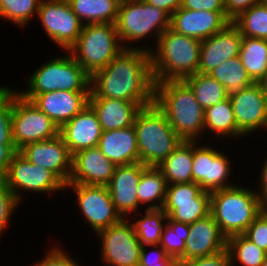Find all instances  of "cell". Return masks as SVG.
<instances>
[{
    "mask_svg": "<svg viewBox=\"0 0 267 266\" xmlns=\"http://www.w3.org/2000/svg\"><path fill=\"white\" fill-rule=\"evenodd\" d=\"M4 179L20 203L24 198L22 192L52 196L56 191L60 193L66 191L65 184L53 172L30 163L19 152L13 156Z\"/></svg>",
    "mask_w": 267,
    "mask_h": 266,
    "instance_id": "30bf717a",
    "label": "cell"
},
{
    "mask_svg": "<svg viewBox=\"0 0 267 266\" xmlns=\"http://www.w3.org/2000/svg\"><path fill=\"white\" fill-rule=\"evenodd\" d=\"M102 132L97 115L89 104L59 128V135L72 156L79 151L98 147Z\"/></svg>",
    "mask_w": 267,
    "mask_h": 266,
    "instance_id": "ffe728a7",
    "label": "cell"
},
{
    "mask_svg": "<svg viewBox=\"0 0 267 266\" xmlns=\"http://www.w3.org/2000/svg\"><path fill=\"white\" fill-rule=\"evenodd\" d=\"M98 148L116 166L139 162L138 142L134 126L103 131Z\"/></svg>",
    "mask_w": 267,
    "mask_h": 266,
    "instance_id": "d4e9b609",
    "label": "cell"
},
{
    "mask_svg": "<svg viewBox=\"0 0 267 266\" xmlns=\"http://www.w3.org/2000/svg\"><path fill=\"white\" fill-rule=\"evenodd\" d=\"M189 224L172 220L168 216V223L161 236L160 246L175 262L185 251V242L189 235Z\"/></svg>",
    "mask_w": 267,
    "mask_h": 266,
    "instance_id": "74e56055",
    "label": "cell"
},
{
    "mask_svg": "<svg viewBox=\"0 0 267 266\" xmlns=\"http://www.w3.org/2000/svg\"><path fill=\"white\" fill-rule=\"evenodd\" d=\"M175 266H230V258L227 249H224L212 255L176 261Z\"/></svg>",
    "mask_w": 267,
    "mask_h": 266,
    "instance_id": "ee69618b",
    "label": "cell"
},
{
    "mask_svg": "<svg viewBox=\"0 0 267 266\" xmlns=\"http://www.w3.org/2000/svg\"><path fill=\"white\" fill-rule=\"evenodd\" d=\"M123 50L115 24L89 23L83 26L76 43L68 52L92 76L108 66Z\"/></svg>",
    "mask_w": 267,
    "mask_h": 266,
    "instance_id": "ba28073f",
    "label": "cell"
},
{
    "mask_svg": "<svg viewBox=\"0 0 267 266\" xmlns=\"http://www.w3.org/2000/svg\"><path fill=\"white\" fill-rule=\"evenodd\" d=\"M88 104L95 111L102 131L132 126L141 109L135 102L113 98H89Z\"/></svg>",
    "mask_w": 267,
    "mask_h": 266,
    "instance_id": "484cf974",
    "label": "cell"
},
{
    "mask_svg": "<svg viewBox=\"0 0 267 266\" xmlns=\"http://www.w3.org/2000/svg\"><path fill=\"white\" fill-rule=\"evenodd\" d=\"M259 84L262 87V90L265 94V97L267 99V72L265 73L264 77L259 81Z\"/></svg>",
    "mask_w": 267,
    "mask_h": 266,
    "instance_id": "f907efd6",
    "label": "cell"
},
{
    "mask_svg": "<svg viewBox=\"0 0 267 266\" xmlns=\"http://www.w3.org/2000/svg\"><path fill=\"white\" fill-rule=\"evenodd\" d=\"M0 144H14L12 132V87L4 85L0 86Z\"/></svg>",
    "mask_w": 267,
    "mask_h": 266,
    "instance_id": "f35d334b",
    "label": "cell"
},
{
    "mask_svg": "<svg viewBox=\"0 0 267 266\" xmlns=\"http://www.w3.org/2000/svg\"><path fill=\"white\" fill-rule=\"evenodd\" d=\"M101 261L109 266H139L143 245L129 219L99 231Z\"/></svg>",
    "mask_w": 267,
    "mask_h": 266,
    "instance_id": "4fadbf2b",
    "label": "cell"
},
{
    "mask_svg": "<svg viewBox=\"0 0 267 266\" xmlns=\"http://www.w3.org/2000/svg\"><path fill=\"white\" fill-rule=\"evenodd\" d=\"M260 3L261 0H224L226 18L232 22L240 14Z\"/></svg>",
    "mask_w": 267,
    "mask_h": 266,
    "instance_id": "f6af8a7d",
    "label": "cell"
},
{
    "mask_svg": "<svg viewBox=\"0 0 267 266\" xmlns=\"http://www.w3.org/2000/svg\"><path fill=\"white\" fill-rule=\"evenodd\" d=\"M167 181L155 166H148L138 183L139 204L148 209H162L166 199ZM155 203V204H154Z\"/></svg>",
    "mask_w": 267,
    "mask_h": 266,
    "instance_id": "f1b7e54d",
    "label": "cell"
},
{
    "mask_svg": "<svg viewBox=\"0 0 267 266\" xmlns=\"http://www.w3.org/2000/svg\"><path fill=\"white\" fill-rule=\"evenodd\" d=\"M243 235L267 252V207L255 217Z\"/></svg>",
    "mask_w": 267,
    "mask_h": 266,
    "instance_id": "60d3db41",
    "label": "cell"
},
{
    "mask_svg": "<svg viewBox=\"0 0 267 266\" xmlns=\"http://www.w3.org/2000/svg\"><path fill=\"white\" fill-rule=\"evenodd\" d=\"M54 245L46 249L44 258L32 264L33 266H82L77 259L68 253L64 247ZM72 256V257H71Z\"/></svg>",
    "mask_w": 267,
    "mask_h": 266,
    "instance_id": "b9f144b4",
    "label": "cell"
},
{
    "mask_svg": "<svg viewBox=\"0 0 267 266\" xmlns=\"http://www.w3.org/2000/svg\"><path fill=\"white\" fill-rule=\"evenodd\" d=\"M65 189L76 195V205L94 234L123 219L115 209L107 186L68 183Z\"/></svg>",
    "mask_w": 267,
    "mask_h": 266,
    "instance_id": "8fae6325",
    "label": "cell"
},
{
    "mask_svg": "<svg viewBox=\"0 0 267 266\" xmlns=\"http://www.w3.org/2000/svg\"><path fill=\"white\" fill-rule=\"evenodd\" d=\"M175 263L160 245L142 247L139 266H175Z\"/></svg>",
    "mask_w": 267,
    "mask_h": 266,
    "instance_id": "7bdbcfd3",
    "label": "cell"
},
{
    "mask_svg": "<svg viewBox=\"0 0 267 266\" xmlns=\"http://www.w3.org/2000/svg\"><path fill=\"white\" fill-rule=\"evenodd\" d=\"M21 203L12 194L8 188L4 178H0V238L3 236V232H6V227H9L11 222V216L19 208Z\"/></svg>",
    "mask_w": 267,
    "mask_h": 266,
    "instance_id": "ab89813d",
    "label": "cell"
},
{
    "mask_svg": "<svg viewBox=\"0 0 267 266\" xmlns=\"http://www.w3.org/2000/svg\"><path fill=\"white\" fill-rule=\"evenodd\" d=\"M184 81L193 90L195 98L205 110L228 98V92L216 79L208 74L196 73Z\"/></svg>",
    "mask_w": 267,
    "mask_h": 266,
    "instance_id": "836d02e7",
    "label": "cell"
},
{
    "mask_svg": "<svg viewBox=\"0 0 267 266\" xmlns=\"http://www.w3.org/2000/svg\"><path fill=\"white\" fill-rule=\"evenodd\" d=\"M151 48V69L155 84L184 80L199 70L201 41L175 32L170 27ZM155 49V50H154Z\"/></svg>",
    "mask_w": 267,
    "mask_h": 266,
    "instance_id": "3957f363",
    "label": "cell"
},
{
    "mask_svg": "<svg viewBox=\"0 0 267 266\" xmlns=\"http://www.w3.org/2000/svg\"><path fill=\"white\" fill-rule=\"evenodd\" d=\"M237 129L244 135L267 132V99L259 83L228 95ZM261 129V130H260ZM256 131V132H255Z\"/></svg>",
    "mask_w": 267,
    "mask_h": 266,
    "instance_id": "2e32d148",
    "label": "cell"
},
{
    "mask_svg": "<svg viewBox=\"0 0 267 266\" xmlns=\"http://www.w3.org/2000/svg\"><path fill=\"white\" fill-rule=\"evenodd\" d=\"M261 3H267V0H261Z\"/></svg>",
    "mask_w": 267,
    "mask_h": 266,
    "instance_id": "db71d44e",
    "label": "cell"
},
{
    "mask_svg": "<svg viewBox=\"0 0 267 266\" xmlns=\"http://www.w3.org/2000/svg\"><path fill=\"white\" fill-rule=\"evenodd\" d=\"M115 167L98 147L79 151L73 155L72 173L68 183L107 186Z\"/></svg>",
    "mask_w": 267,
    "mask_h": 266,
    "instance_id": "603a6c76",
    "label": "cell"
},
{
    "mask_svg": "<svg viewBox=\"0 0 267 266\" xmlns=\"http://www.w3.org/2000/svg\"><path fill=\"white\" fill-rule=\"evenodd\" d=\"M263 164H261L262 169H260V174H259V178H260V182H259V186L260 187H256V188H260L259 190L255 189L258 196L260 197L261 202L263 203V205L265 207H267V157H265V160L263 158Z\"/></svg>",
    "mask_w": 267,
    "mask_h": 266,
    "instance_id": "c3c4849f",
    "label": "cell"
},
{
    "mask_svg": "<svg viewBox=\"0 0 267 266\" xmlns=\"http://www.w3.org/2000/svg\"><path fill=\"white\" fill-rule=\"evenodd\" d=\"M118 4L124 3V2H129L133 0H115Z\"/></svg>",
    "mask_w": 267,
    "mask_h": 266,
    "instance_id": "816d5d0a",
    "label": "cell"
},
{
    "mask_svg": "<svg viewBox=\"0 0 267 266\" xmlns=\"http://www.w3.org/2000/svg\"><path fill=\"white\" fill-rule=\"evenodd\" d=\"M12 132L17 151L25 145L52 139L59 127L31 101L12 88Z\"/></svg>",
    "mask_w": 267,
    "mask_h": 266,
    "instance_id": "9c48e42d",
    "label": "cell"
},
{
    "mask_svg": "<svg viewBox=\"0 0 267 266\" xmlns=\"http://www.w3.org/2000/svg\"><path fill=\"white\" fill-rule=\"evenodd\" d=\"M64 56L50 57L47 62L28 77V88L16 90L23 98L31 101L36 95L56 90L90 92L91 76L65 51Z\"/></svg>",
    "mask_w": 267,
    "mask_h": 266,
    "instance_id": "8992f818",
    "label": "cell"
},
{
    "mask_svg": "<svg viewBox=\"0 0 267 266\" xmlns=\"http://www.w3.org/2000/svg\"><path fill=\"white\" fill-rule=\"evenodd\" d=\"M226 249L230 258V266H261L267 257V252L243 234L227 238Z\"/></svg>",
    "mask_w": 267,
    "mask_h": 266,
    "instance_id": "e575fe53",
    "label": "cell"
},
{
    "mask_svg": "<svg viewBox=\"0 0 267 266\" xmlns=\"http://www.w3.org/2000/svg\"><path fill=\"white\" fill-rule=\"evenodd\" d=\"M133 126L138 142L139 162L146 166L157 167L183 141L155 103L138 111Z\"/></svg>",
    "mask_w": 267,
    "mask_h": 266,
    "instance_id": "52a82bcc",
    "label": "cell"
},
{
    "mask_svg": "<svg viewBox=\"0 0 267 266\" xmlns=\"http://www.w3.org/2000/svg\"><path fill=\"white\" fill-rule=\"evenodd\" d=\"M208 75L223 85L228 94L248 88L255 83L241 63L240 56L223 62L208 73Z\"/></svg>",
    "mask_w": 267,
    "mask_h": 266,
    "instance_id": "d6a6232c",
    "label": "cell"
},
{
    "mask_svg": "<svg viewBox=\"0 0 267 266\" xmlns=\"http://www.w3.org/2000/svg\"><path fill=\"white\" fill-rule=\"evenodd\" d=\"M232 23L239 29L242 36L267 40V3L252 6Z\"/></svg>",
    "mask_w": 267,
    "mask_h": 266,
    "instance_id": "d590c367",
    "label": "cell"
},
{
    "mask_svg": "<svg viewBox=\"0 0 267 266\" xmlns=\"http://www.w3.org/2000/svg\"><path fill=\"white\" fill-rule=\"evenodd\" d=\"M154 103L182 140H202L205 135V110L197 102L193 90L184 80L155 84Z\"/></svg>",
    "mask_w": 267,
    "mask_h": 266,
    "instance_id": "7a4b0ae2",
    "label": "cell"
},
{
    "mask_svg": "<svg viewBox=\"0 0 267 266\" xmlns=\"http://www.w3.org/2000/svg\"><path fill=\"white\" fill-rule=\"evenodd\" d=\"M30 163L53 172L65 185L72 173V159L60 135L45 141L25 145L18 151Z\"/></svg>",
    "mask_w": 267,
    "mask_h": 266,
    "instance_id": "e0dca14e",
    "label": "cell"
},
{
    "mask_svg": "<svg viewBox=\"0 0 267 266\" xmlns=\"http://www.w3.org/2000/svg\"><path fill=\"white\" fill-rule=\"evenodd\" d=\"M37 18L45 34L64 51L76 43L84 26L67 0H41Z\"/></svg>",
    "mask_w": 267,
    "mask_h": 266,
    "instance_id": "7c38bea8",
    "label": "cell"
},
{
    "mask_svg": "<svg viewBox=\"0 0 267 266\" xmlns=\"http://www.w3.org/2000/svg\"><path fill=\"white\" fill-rule=\"evenodd\" d=\"M205 137L208 134L216 139L236 141L245 136L237 129L233 108L229 98L205 109L204 115ZM209 132V133H208ZM207 134V135H206Z\"/></svg>",
    "mask_w": 267,
    "mask_h": 266,
    "instance_id": "4316f807",
    "label": "cell"
},
{
    "mask_svg": "<svg viewBox=\"0 0 267 266\" xmlns=\"http://www.w3.org/2000/svg\"><path fill=\"white\" fill-rule=\"evenodd\" d=\"M147 167L140 162L116 166L110 183L107 185L115 209L124 219L130 218L132 213H137L138 210L140 213L142 209L139 208L141 205L137 189L142 172Z\"/></svg>",
    "mask_w": 267,
    "mask_h": 266,
    "instance_id": "ac0fdd59",
    "label": "cell"
},
{
    "mask_svg": "<svg viewBox=\"0 0 267 266\" xmlns=\"http://www.w3.org/2000/svg\"><path fill=\"white\" fill-rule=\"evenodd\" d=\"M261 266H267V257L265 258L264 262L262 263Z\"/></svg>",
    "mask_w": 267,
    "mask_h": 266,
    "instance_id": "f5cc1de1",
    "label": "cell"
},
{
    "mask_svg": "<svg viewBox=\"0 0 267 266\" xmlns=\"http://www.w3.org/2000/svg\"><path fill=\"white\" fill-rule=\"evenodd\" d=\"M230 21L225 12L196 11L180 7L170 18V28L200 41L221 31Z\"/></svg>",
    "mask_w": 267,
    "mask_h": 266,
    "instance_id": "44dd1931",
    "label": "cell"
},
{
    "mask_svg": "<svg viewBox=\"0 0 267 266\" xmlns=\"http://www.w3.org/2000/svg\"><path fill=\"white\" fill-rule=\"evenodd\" d=\"M143 211L142 213L144 215L141 217L138 215L139 212H137L132 214L134 216L133 220L132 218H128L132 221L135 234L143 246L159 245L162 233L168 223V216L162 209H148Z\"/></svg>",
    "mask_w": 267,
    "mask_h": 266,
    "instance_id": "4dcf8cb0",
    "label": "cell"
},
{
    "mask_svg": "<svg viewBox=\"0 0 267 266\" xmlns=\"http://www.w3.org/2000/svg\"><path fill=\"white\" fill-rule=\"evenodd\" d=\"M162 210L172 220L194 223L210 214V192L193 182L167 185Z\"/></svg>",
    "mask_w": 267,
    "mask_h": 266,
    "instance_id": "9a60e30c",
    "label": "cell"
},
{
    "mask_svg": "<svg viewBox=\"0 0 267 266\" xmlns=\"http://www.w3.org/2000/svg\"><path fill=\"white\" fill-rule=\"evenodd\" d=\"M15 144H0V178H4L13 156L17 153Z\"/></svg>",
    "mask_w": 267,
    "mask_h": 266,
    "instance_id": "7dc6e473",
    "label": "cell"
},
{
    "mask_svg": "<svg viewBox=\"0 0 267 266\" xmlns=\"http://www.w3.org/2000/svg\"><path fill=\"white\" fill-rule=\"evenodd\" d=\"M89 94L56 90L36 95L31 102L60 128L88 105Z\"/></svg>",
    "mask_w": 267,
    "mask_h": 266,
    "instance_id": "cb8c5ba5",
    "label": "cell"
},
{
    "mask_svg": "<svg viewBox=\"0 0 267 266\" xmlns=\"http://www.w3.org/2000/svg\"><path fill=\"white\" fill-rule=\"evenodd\" d=\"M265 208L257 192L238 186L210 192V214L226 238L244 234Z\"/></svg>",
    "mask_w": 267,
    "mask_h": 266,
    "instance_id": "277c9868",
    "label": "cell"
},
{
    "mask_svg": "<svg viewBox=\"0 0 267 266\" xmlns=\"http://www.w3.org/2000/svg\"><path fill=\"white\" fill-rule=\"evenodd\" d=\"M194 141H182L157 168L167 184L192 183Z\"/></svg>",
    "mask_w": 267,
    "mask_h": 266,
    "instance_id": "83f0119b",
    "label": "cell"
},
{
    "mask_svg": "<svg viewBox=\"0 0 267 266\" xmlns=\"http://www.w3.org/2000/svg\"><path fill=\"white\" fill-rule=\"evenodd\" d=\"M198 142L194 141L192 182L208 192L235 186L233 180L229 181L233 173L232 158L209 143L199 145Z\"/></svg>",
    "mask_w": 267,
    "mask_h": 266,
    "instance_id": "5bb4252c",
    "label": "cell"
},
{
    "mask_svg": "<svg viewBox=\"0 0 267 266\" xmlns=\"http://www.w3.org/2000/svg\"><path fill=\"white\" fill-rule=\"evenodd\" d=\"M79 20L89 23H112L117 20L119 4L115 0H67Z\"/></svg>",
    "mask_w": 267,
    "mask_h": 266,
    "instance_id": "f546056e",
    "label": "cell"
},
{
    "mask_svg": "<svg viewBox=\"0 0 267 266\" xmlns=\"http://www.w3.org/2000/svg\"><path fill=\"white\" fill-rule=\"evenodd\" d=\"M181 7L196 11L225 12L224 0H182Z\"/></svg>",
    "mask_w": 267,
    "mask_h": 266,
    "instance_id": "bcb514c9",
    "label": "cell"
},
{
    "mask_svg": "<svg viewBox=\"0 0 267 266\" xmlns=\"http://www.w3.org/2000/svg\"><path fill=\"white\" fill-rule=\"evenodd\" d=\"M170 18L171 16L166 11L147 4L143 0L119 4L115 26L122 47L150 52L149 46L146 47L143 43L142 46L135 45L134 42L155 37L153 40L156 44L161 34L170 27Z\"/></svg>",
    "mask_w": 267,
    "mask_h": 266,
    "instance_id": "5b68a950",
    "label": "cell"
},
{
    "mask_svg": "<svg viewBox=\"0 0 267 266\" xmlns=\"http://www.w3.org/2000/svg\"><path fill=\"white\" fill-rule=\"evenodd\" d=\"M41 0H0V18L14 23L19 28L28 25L37 17Z\"/></svg>",
    "mask_w": 267,
    "mask_h": 266,
    "instance_id": "8d00e7d4",
    "label": "cell"
},
{
    "mask_svg": "<svg viewBox=\"0 0 267 266\" xmlns=\"http://www.w3.org/2000/svg\"><path fill=\"white\" fill-rule=\"evenodd\" d=\"M242 39L239 29L230 22L221 31L202 40L198 72L208 74L223 62L239 56Z\"/></svg>",
    "mask_w": 267,
    "mask_h": 266,
    "instance_id": "d6986e66",
    "label": "cell"
},
{
    "mask_svg": "<svg viewBox=\"0 0 267 266\" xmlns=\"http://www.w3.org/2000/svg\"><path fill=\"white\" fill-rule=\"evenodd\" d=\"M154 95L155 81L147 51L124 49L91 76L89 98L125 100L143 108L154 103Z\"/></svg>",
    "mask_w": 267,
    "mask_h": 266,
    "instance_id": "6da1fadb",
    "label": "cell"
},
{
    "mask_svg": "<svg viewBox=\"0 0 267 266\" xmlns=\"http://www.w3.org/2000/svg\"><path fill=\"white\" fill-rule=\"evenodd\" d=\"M239 56L250 78L259 83L267 72V40L243 36Z\"/></svg>",
    "mask_w": 267,
    "mask_h": 266,
    "instance_id": "1f68e13d",
    "label": "cell"
},
{
    "mask_svg": "<svg viewBox=\"0 0 267 266\" xmlns=\"http://www.w3.org/2000/svg\"><path fill=\"white\" fill-rule=\"evenodd\" d=\"M189 230L185 251L177 261L204 257L226 249L227 238L211 214L189 224Z\"/></svg>",
    "mask_w": 267,
    "mask_h": 266,
    "instance_id": "7402d4cb",
    "label": "cell"
},
{
    "mask_svg": "<svg viewBox=\"0 0 267 266\" xmlns=\"http://www.w3.org/2000/svg\"><path fill=\"white\" fill-rule=\"evenodd\" d=\"M147 4L166 11L170 16L182 6V0H143Z\"/></svg>",
    "mask_w": 267,
    "mask_h": 266,
    "instance_id": "681fc988",
    "label": "cell"
}]
</instances>
